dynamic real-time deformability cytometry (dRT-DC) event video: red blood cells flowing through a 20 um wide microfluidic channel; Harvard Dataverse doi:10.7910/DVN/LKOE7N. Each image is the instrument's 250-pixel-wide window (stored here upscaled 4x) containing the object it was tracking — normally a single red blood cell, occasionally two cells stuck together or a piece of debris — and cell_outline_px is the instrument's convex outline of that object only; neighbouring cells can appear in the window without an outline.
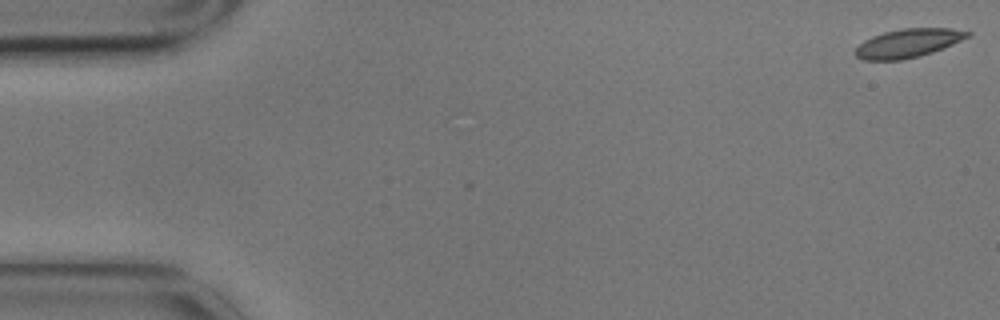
{"species": "common noctule bat (a hibernating species)", "species_latin": "Nyctalus noctula", "temperature_condition": "cold", "stored_images_in_passage": 6, "segment_of_instrument_passage": [1, 2], "camera_frame_rate_fps": 3000, "um_per_image_px": 0.085, "animal": {"sex": "male", "body_mass_g": 17.9}, "frame": {"image": 1, "passage_image": 1, "time_ms": 0.0, "image_size_px": [1000, 320], "cell_outline_px": [[972, 36], [944, 48], [920, 56], [900, 60], [864, 60], [856, 56], [856, 48], [864, 40], [872, 36], [884, 32], [904, 28], [952, 28], [972, 32]], "centroid_in_image_um": [77.24, 3.66], "position_along_channel_um": 7.8, "area_um2": 18.79}}
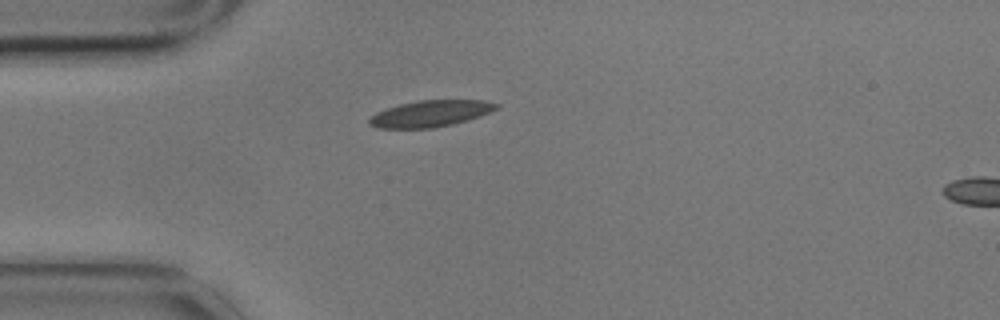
{"frame": {"image": 2, "passage_image": 5, "time_ms": 1.333, "image_size_px": [1000, 320], "cell_outline_px": [[500, 104], [496, 108], [480, 116], [468, 120], [452, 124], [432, 128], [380, 128], [368, 124], [368, 120], [376, 112], [400, 104], [420, 100], [484, 100]], "centroid_in_image_um": [36.58, 9.65], "position_along_channel_um": 48.4, "area_um2": 19.36}}